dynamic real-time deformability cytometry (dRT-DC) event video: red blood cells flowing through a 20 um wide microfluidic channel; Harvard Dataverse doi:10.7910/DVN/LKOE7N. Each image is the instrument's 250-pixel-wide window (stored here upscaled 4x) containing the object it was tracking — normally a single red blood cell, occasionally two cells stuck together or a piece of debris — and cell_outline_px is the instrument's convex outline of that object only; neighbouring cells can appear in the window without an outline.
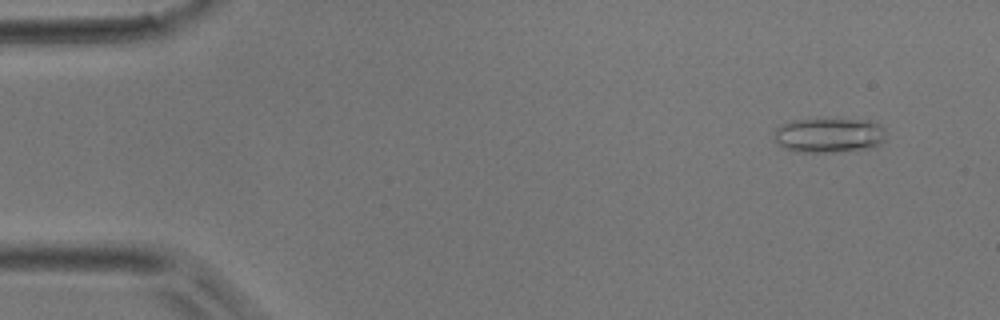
{"species": "common noctule bat (a hibernating species)", "species_latin": "Nyctalus noctula", "temperature_condition": "room temperature", "stored_images_in_passage": 42, "camera_frame_rate_fps": 3000, "um_per_image_px": 0.085, "animal": {"sex": "male", "body_mass_g": 17.9}, "frame": {"image": 1, "passage_image": 2, "time_ms": 0.333, "image_size_px": [1000, 320], "cell_outline_px": [[884, 140], [880, 144], [872, 148], [836, 152], [792, 152], [784, 148], [772, 140], [776, 128], [780, 124], [792, 120], [872, 120], [880, 124], [884, 128]], "centroid_in_image_um": [70.43, 11.51], "position_along_channel_um": 14.6, "area_um2": 22.89}}
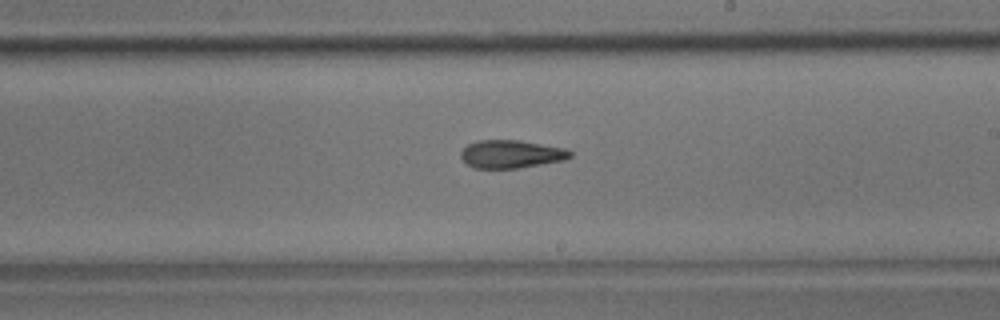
{"frame": {"image": 2, "passage_image": 24, "time_ms": 7.667, "image_size_px": [1000, 320], "cell_outline_px": [[572, 156], [564, 160], [520, 168], [472, 168], [460, 156], [460, 152], [468, 144], [476, 140], [520, 140], [564, 148], [572, 152]], "centroid_in_image_um": [43.44, 13.09], "position_along_channel_um": 245.6, "area_um2": 17.86}}
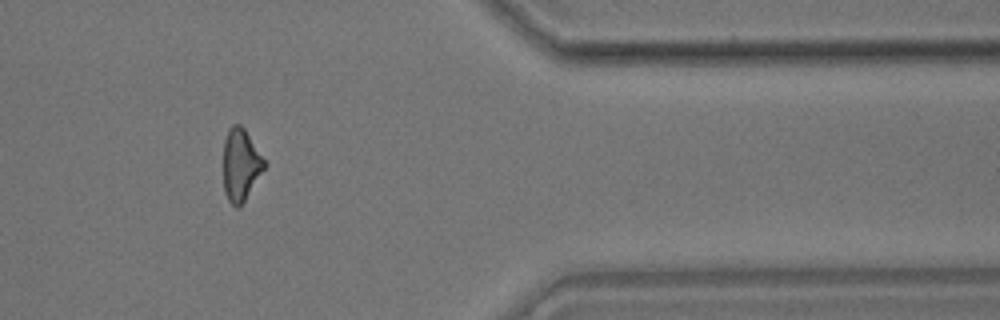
{"frame": {"image": 3, "passage_image": 35, "time_ms": 11.333, "image_size_px": [1000, 320], "cell_outline_px": [[268, 164], [240, 208], [236, 208], [228, 200], [224, 192], [224, 140], [228, 128], [232, 124], [240, 124], [244, 128]], "centroid_in_image_um": [20.47, 14.02], "position_along_channel_um": 390.9, "area_um2": 17.46}}